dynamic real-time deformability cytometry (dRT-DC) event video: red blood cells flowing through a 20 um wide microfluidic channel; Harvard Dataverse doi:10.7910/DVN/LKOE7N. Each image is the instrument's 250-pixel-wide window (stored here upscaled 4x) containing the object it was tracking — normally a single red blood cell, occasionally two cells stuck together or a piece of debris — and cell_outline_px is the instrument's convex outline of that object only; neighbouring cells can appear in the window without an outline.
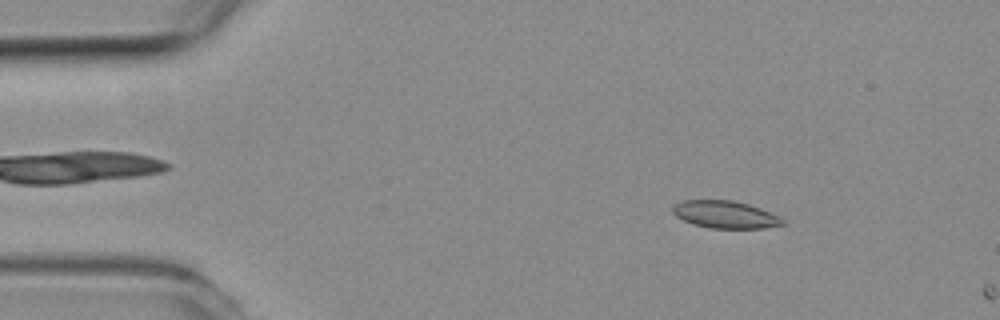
{"species": "common noctule bat (a hibernating species)", "species_latin": "Nyctalus noctula", "temperature_condition": "room temperature", "stored_images_in_passage": 8, "camera_frame_rate_fps": 3000, "um_per_image_px": 0.085, "animal": {"sex": "female", "body_mass_g": 19.3, "forearm_length_mm": 54.1}, "frame": {"image": 1, "passage_image": 7, "time_ms": 2.0, "image_size_px": [1000, 320], "cell_outline_px": [[784, 224], [764, 228], [708, 228], [692, 224], [676, 216], [672, 212], [672, 208], [680, 200], [732, 200], [748, 204], [760, 208], [780, 216], [784, 220]], "centroid_in_image_um": [61.63, 18.23], "position_along_channel_um": 23.4, "area_um2": 17.57}}